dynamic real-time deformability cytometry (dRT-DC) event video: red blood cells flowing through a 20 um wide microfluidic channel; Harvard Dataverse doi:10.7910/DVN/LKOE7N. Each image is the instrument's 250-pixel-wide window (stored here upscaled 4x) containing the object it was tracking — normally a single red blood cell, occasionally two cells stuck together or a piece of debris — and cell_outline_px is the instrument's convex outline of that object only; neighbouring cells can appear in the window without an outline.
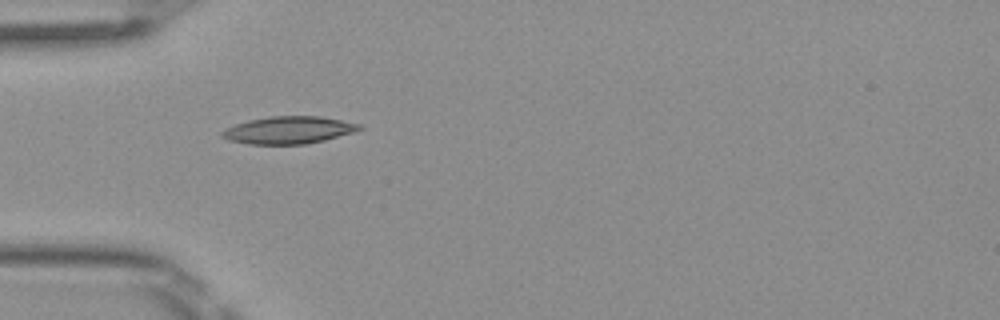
{"species": "Egyptian fruit bat (a non-hibernating species)", "species_latin": "Rousettus aegyptiacus", "temperature_condition": "room temperature", "stored_images_in_passage": 4, "camera_frame_rate_fps": 3000, "um_per_image_px": 0.085, "frame": {"image": 1, "passage_image": 1, "time_ms": 0.0, "image_size_px": [1000, 320], "cell_outline_px": [[364, 128], [352, 132], [324, 140], [304, 144], [248, 144], [228, 140], [220, 136], [220, 132], [236, 124], [248, 120], [272, 116], [320, 116], [360, 124]], "centroid_in_image_um": [24.51, 11.06], "position_along_channel_um": 60.5, "area_um2": 21.68}}
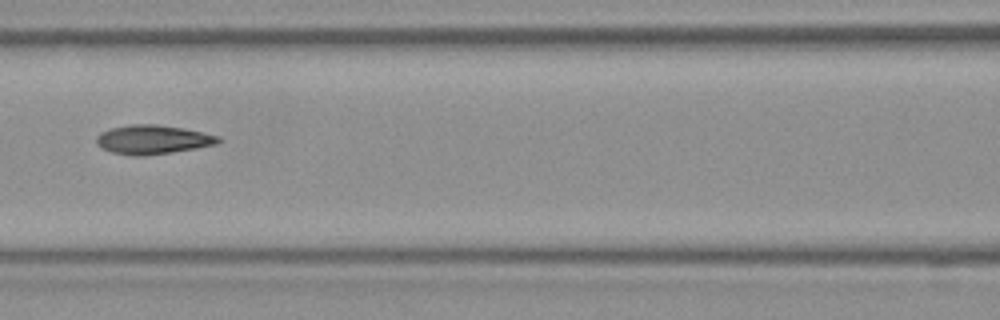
{"frame": {"image": 2, "passage_image": 3, "time_ms": 0.667, "image_size_px": [1000, 320], "cell_outline_px": [[224, 140], [216, 144], [196, 148], [172, 152], [144, 156], [132, 156], [112, 152], [100, 148], [96, 144], [96, 136], [100, 132], [112, 128], [132, 124], [156, 124], [180, 128], [220, 136]], "centroid_in_image_um": [12.96, 11.87], "position_along_channel_um": 153.6, "area_um2": 20.63}}
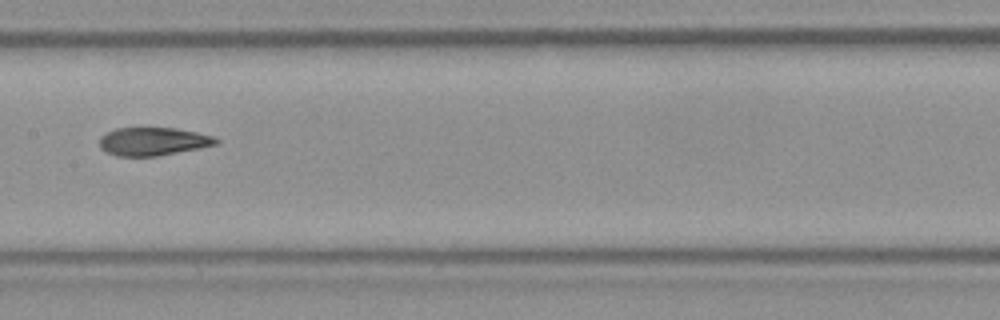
{"frame": {"image": 3, "passage_image": 4, "time_ms": 1.0, "image_size_px": [1000, 320], "cell_outline_px": [[220, 140], [216, 144], [200, 148], [156, 156], [116, 156], [104, 152], [100, 148], [100, 136], [116, 128], [176, 128], [196, 132], [212, 136]], "centroid_in_image_um": [12.98, 12.03], "position_along_channel_um": 194.4, "area_um2": 19.07}}